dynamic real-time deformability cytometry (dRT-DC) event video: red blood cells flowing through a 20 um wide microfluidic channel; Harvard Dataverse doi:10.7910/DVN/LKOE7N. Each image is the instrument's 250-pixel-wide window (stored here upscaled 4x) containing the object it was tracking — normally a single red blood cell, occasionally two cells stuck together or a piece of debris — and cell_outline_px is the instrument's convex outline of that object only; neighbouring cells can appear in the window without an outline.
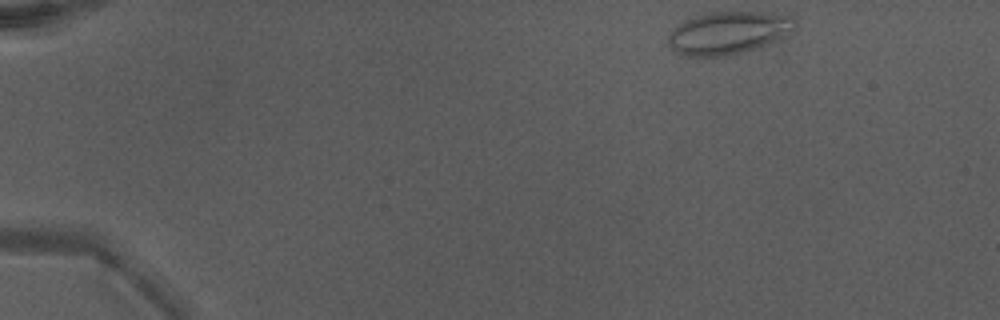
{"species": "Egyptian fruit bat (a non-hibernating species)", "species_latin": "Rousettus aegyptiacus", "temperature_condition": "warm", "stored_images_in_passage": 7, "camera_frame_rate_fps": 3000, "um_per_image_px": 0.085, "animal": {"sex": "male"}, "frame": {"image": 1, "passage_image": 1, "time_ms": 0.0, "image_size_px": [1000, 320], "cell_outline_px": [[796, 28], [780, 40], [756, 48], [724, 56], [684, 56], [676, 52], [668, 44], [668, 32], [676, 24], [684, 20], [696, 16], [712, 12], [760, 12], [792, 16], [796, 20]], "centroid_in_image_um": [61.9, 2.79], "position_along_channel_um": 23.1, "area_um2": 31.67}}